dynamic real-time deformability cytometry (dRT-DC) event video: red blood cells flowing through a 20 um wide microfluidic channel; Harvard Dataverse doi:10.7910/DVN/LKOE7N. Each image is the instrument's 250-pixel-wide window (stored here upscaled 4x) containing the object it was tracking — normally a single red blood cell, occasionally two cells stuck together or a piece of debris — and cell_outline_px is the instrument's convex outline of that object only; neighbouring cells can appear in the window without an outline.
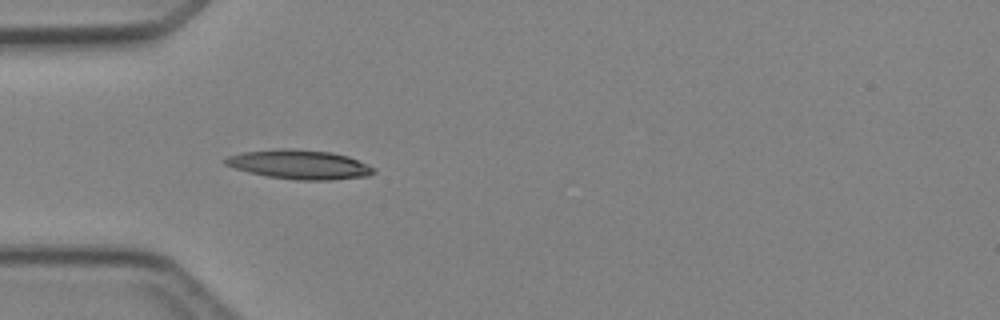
{"species": "Egyptian fruit bat (a non-hibernating species)", "species_latin": "Rousettus aegyptiacus", "temperature_condition": "cold", "stored_images_in_passage": 6, "camera_frame_rate_fps": 3000, "um_per_image_px": 0.085, "animal": {"sex": "female"}, "frame": {"image": 1, "passage_image": 3, "time_ms": 3.0, "image_size_px": [1000, 320], "cell_outline_px": [[376, 172], [368, 176], [328, 180], [296, 180], [268, 176], [248, 172], [224, 164], [224, 160], [228, 156], [244, 152], [276, 148], [292, 148], [328, 152], [348, 156], [376, 168]], "centroid_in_image_um": [25.47, 13.98], "position_along_channel_um": 59.5, "area_um2": 25.2}}
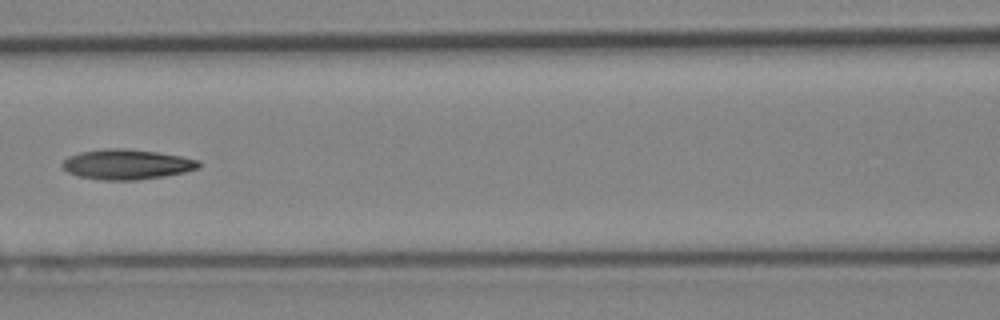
{"frame": {"image": 2, "passage_image": 5, "time_ms": 5.333, "image_size_px": [1000, 320], "cell_outline_px": [[200, 164], [196, 168], [184, 172], [164, 176], [136, 180], [100, 180], [80, 176], [68, 172], [60, 164], [68, 156], [80, 152], [104, 148], [120, 148], [156, 152], [180, 156], [200, 160]], "centroid_in_image_um": [10.74, 13.97], "position_along_channel_um": 155.9, "area_um2": 23.76}}
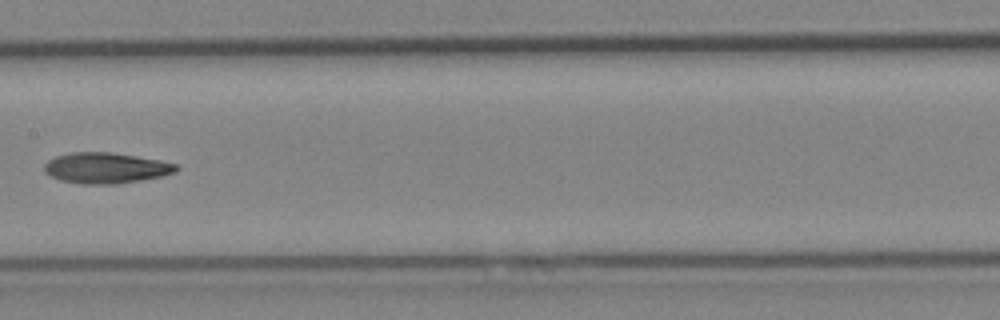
{"frame": {"image": 3, "passage_image": 6, "time_ms": 6.333, "image_size_px": [1000, 320], "cell_outline_px": [[180, 168], [176, 172], [160, 176], [140, 180], [116, 184], [80, 184], [60, 180], [44, 172], [44, 164], [48, 160], [56, 156], [72, 152], [112, 152], [160, 160], [176, 164]], "centroid_in_image_um": [8.99, 14.27], "position_along_channel_um": 198.4, "area_um2": 23.64}}